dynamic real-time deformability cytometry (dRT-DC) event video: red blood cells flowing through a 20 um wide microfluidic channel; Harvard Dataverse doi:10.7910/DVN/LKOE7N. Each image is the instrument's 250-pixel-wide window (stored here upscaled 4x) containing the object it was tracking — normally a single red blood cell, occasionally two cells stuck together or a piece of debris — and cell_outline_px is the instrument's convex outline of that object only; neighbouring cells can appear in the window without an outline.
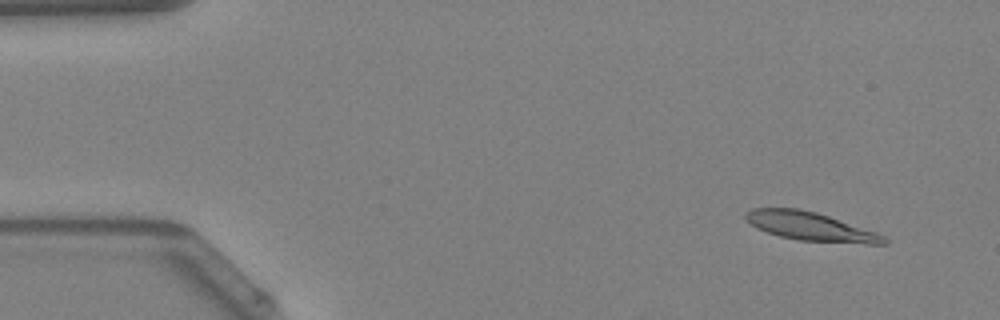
{"species": "Egyptian fruit bat (a non-hibernating species)", "species_latin": "Rousettus aegyptiacus", "temperature_condition": "warm", "stored_images_in_passage": 14, "camera_frame_rate_fps": 3000, "um_per_image_px": 0.085, "animal": {"sex": "female"}, "frame": {"image": 1, "passage_image": 4, "time_ms": 1.0, "image_size_px": [1000, 320], "cell_outline_px": [[888, 244], [868, 244], [800, 240], [780, 236], [756, 228], [744, 220], [744, 212], [752, 208], [800, 208], [816, 212], [876, 232], [884, 236], [888, 240]], "centroid_in_image_um": [68.85, 19.24], "position_along_channel_um": 16.2, "area_um2": 23.0}}
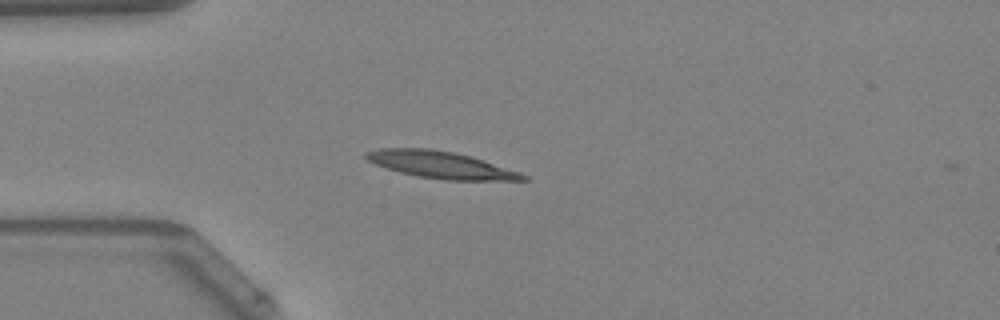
{"frame": {"image": 2, "passage_image": 13, "time_ms": 4.0, "image_size_px": [1000, 320], "cell_outline_px": [[532, 180], [448, 180], [416, 176], [400, 172], [376, 164], [368, 160], [364, 156], [364, 152], [380, 148], [432, 148], [472, 156], [520, 172], [528, 176]], "centroid_in_image_um": [37.49, 14.0], "position_along_channel_um": 47.5, "area_um2": 24.62}}